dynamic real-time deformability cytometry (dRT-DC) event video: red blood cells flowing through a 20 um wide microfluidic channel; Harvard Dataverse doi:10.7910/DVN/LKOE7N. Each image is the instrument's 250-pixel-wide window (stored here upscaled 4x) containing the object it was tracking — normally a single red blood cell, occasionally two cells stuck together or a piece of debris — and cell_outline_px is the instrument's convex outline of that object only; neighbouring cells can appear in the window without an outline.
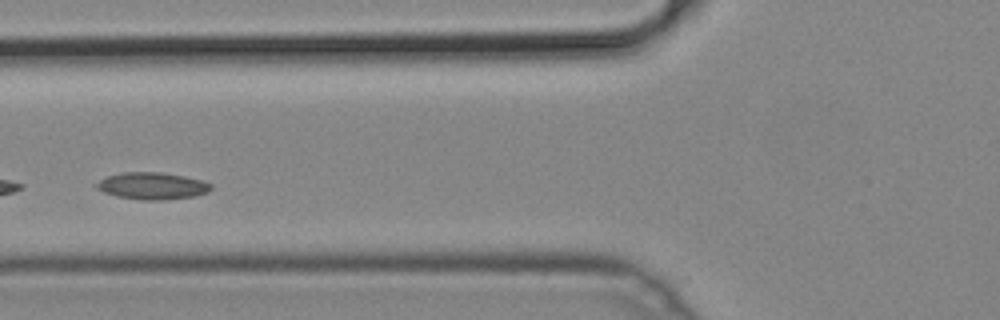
{"species": "common noctule bat (a hibernating species)", "species_latin": "Nyctalus noctula", "temperature_condition": "cold", "stored_images_in_passage": 15, "segment_of_instrument_passage": [2, 2], "camera_frame_rate_fps": 3000, "um_per_image_px": 0.085, "animal": {"sex": "male", "body_mass_g": 19.2, "forearm_length_mm": 51.8}, "frame": {"image": 1, "passage_image": 13, "time_ms": 4.0, "image_size_px": [1000, 320], "cell_outline_px": [[212, 188], [208, 192], [196, 196], [164, 200], [140, 200], [116, 196], [104, 192], [96, 188], [96, 184], [100, 180], [108, 176], [124, 172], [160, 172], [184, 176], [200, 180], [212, 184]], "centroid_in_image_um": [12.96, 15.81], "position_along_channel_um": 112.8, "area_um2": 17.98}}